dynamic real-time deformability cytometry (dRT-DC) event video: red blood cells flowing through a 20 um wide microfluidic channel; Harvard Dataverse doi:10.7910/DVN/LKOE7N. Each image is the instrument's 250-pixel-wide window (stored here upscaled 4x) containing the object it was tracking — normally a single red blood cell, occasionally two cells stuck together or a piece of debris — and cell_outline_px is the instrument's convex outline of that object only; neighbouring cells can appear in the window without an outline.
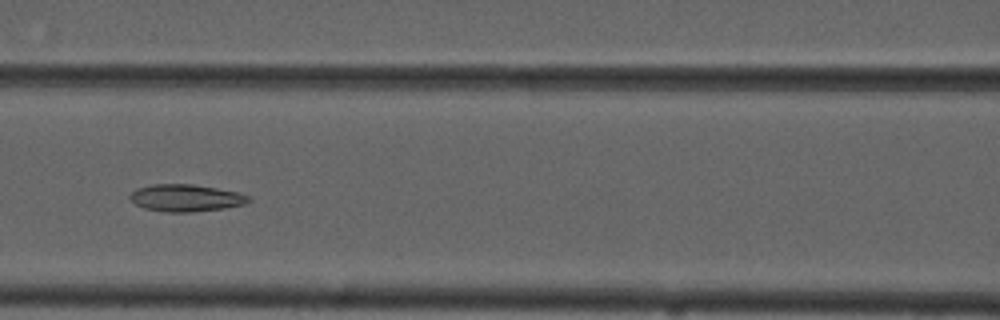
{"species": "common noctule bat (a hibernating species)", "species_latin": "Nyctalus noctula", "temperature_condition": "cold", "stored_images_in_passage": 38, "camera_frame_rate_fps": 3000, "um_per_image_px": 0.085, "animal": {"sex": "male", "forearm_length_mm": 52.5}, "frame": {"image": 1, "passage_image": 8, "time_ms": 2.333, "image_size_px": [1000, 320], "cell_outline_px": [[252, 200], [244, 204], [224, 208], [192, 212], [164, 212], [144, 208], [136, 204], [128, 196], [136, 188], [152, 184], [192, 184], [240, 192], [248, 196]], "centroid_in_image_um": [15.79, 16.82], "position_along_channel_um": 150.8, "area_um2": 18.79}}
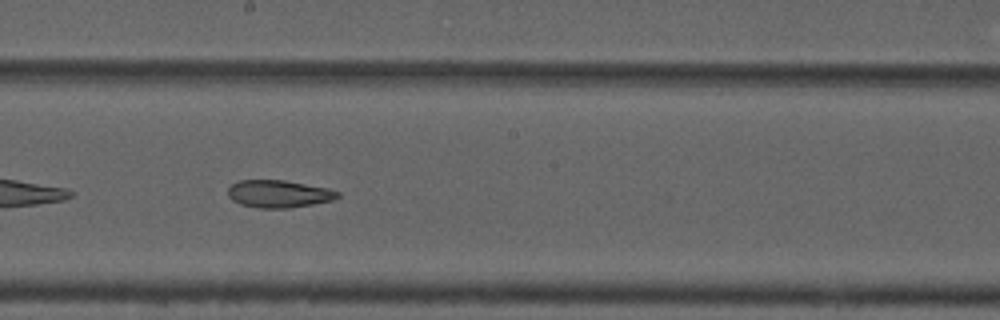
{"frame": {"image": 2, "passage_image": 14, "time_ms": 4.333, "image_size_px": [1000, 320], "cell_outline_px": [[340, 196], [332, 200], [312, 204], [288, 208], [260, 208], [240, 204], [232, 200], [228, 196], [228, 188], [232, 184], [240, 180], [284, 180], [328, 188], [340, 192]], "centroid_in_image_um": [23.69, 16.47], "position_along_channel_um": 224.5, "area_um2": 17.51}}
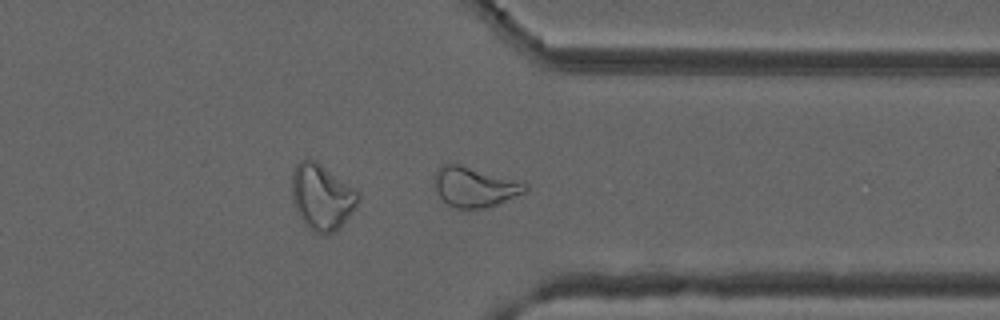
{"frame": {"image": 3, "passage_image": 26, "time_ms": 8.333, "image_size_px": [1000, 320], "cell_outline_px": [[528, 188], [524, 192], [488, 208], [468, 212], [456, 208], [448, 204], [436, 192], [432, 180], [432, 176], [436, 168], [444, 164], [460, 164], [528, 184]], "centroid_in_image_um": [40.26, 15.92], "position_along_channel_um": 371.1, "area_um2": 21.5}, "authors_computed_cell_mechanics": {"area_um2": 18.785, "velocity_mm_per_s": 3.7051, "shape_relaxation_time_tau1_ms": null, "shape_relaxation_time_tau2_ms": 4.9638, "deformation_change_tau1": null, "deformation_change_tau2": 0.1308}}